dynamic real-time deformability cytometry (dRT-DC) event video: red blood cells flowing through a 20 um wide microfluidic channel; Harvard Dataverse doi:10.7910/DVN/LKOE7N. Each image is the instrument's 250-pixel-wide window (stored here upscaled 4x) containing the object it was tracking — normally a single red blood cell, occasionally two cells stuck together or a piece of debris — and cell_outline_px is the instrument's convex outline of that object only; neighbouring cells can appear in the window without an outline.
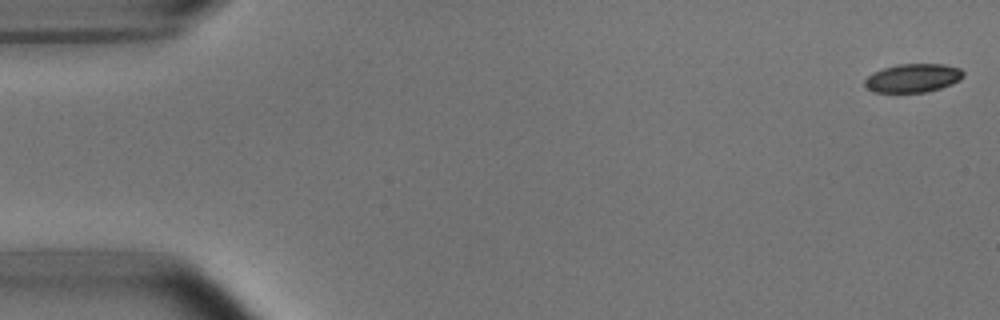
{"species": "common noctule bat (a hibernating species)", "species_latin": "Nyctalus noctula", "temperature_condition": "room temperature", "stored_images_in_passage": 2, "camera_frame_rate_fps": 3000, "um_per_image_px": 0.085, "animal": {"sex": "male", "body_mass_g": 15.6}, "frame": {"image": 1, "passage_image": 2, "time_ms": 0.333, "image_size_px": [1000, 320], "cell_outline_px": [[964, 76], [960, 80], [952, 84], [940, 88], [924, 92], [872, 92], [864, 84], [864, 80], [872, 72], [896, 64], [944, 64], [960, 68], [964, 72]], "centroid_in_image_um": [77.6, 6.62], "position_along_channel_um": 7.4, "area_um2": 16.47}}